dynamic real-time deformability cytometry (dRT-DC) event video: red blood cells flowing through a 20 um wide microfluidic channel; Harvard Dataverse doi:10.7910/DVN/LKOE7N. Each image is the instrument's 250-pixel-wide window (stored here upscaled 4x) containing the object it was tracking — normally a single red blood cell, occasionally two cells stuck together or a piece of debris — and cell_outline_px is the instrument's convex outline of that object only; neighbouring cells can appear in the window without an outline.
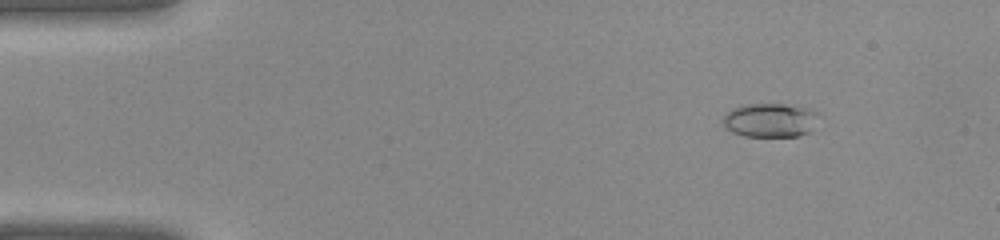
{"species": "common noctule bat (a hibernating species)", "species_latin": "Nyctalus noctula", "temperature_condition": "warm", "stored_images_in_passage": 40, "camera_frame_rate_fps": 3000, "um_per_image_px": 0.085, "animal": {"sex": "female", "body_mass_g": 22.0, "forearm_length_mm": 56.7}, "frame": {"image": 1, "passage_image": 5, "time_ms": 1.333, "image_size_px": [1000, 240], "cell_outline_px": [[820, 112], [808, 132], [800, 136], [744, 136], [732, 132], [724, 124], [724, 116], [732, 108], [744, 104], [784, 104], [804, 108]], "centroid_in_image_um": [65.44, 10.21], "position_along_channel_um": 19.6, "area_um2": 18.61}}
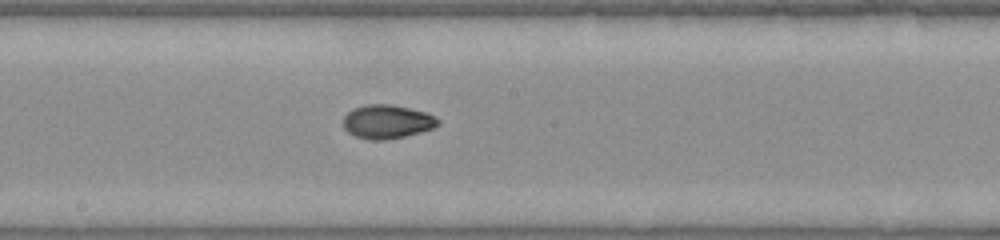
{"frame": {"image": 2, "passage_image": 22, "time_ms": 7.0, "image_size_px": [1000, 240], "cell_outline_px": [[440, 124], [432, 128], [404, 136], [384, 140], [368, 140], [356, 136], [348, 132], [344, 128], [344, 116], [352, 108], [364, 104], [388, 104], [408, 108], [424, 112], [440, 120]], "centroid_in_image_um": [32.86, 10.34], "position_along_channel_um": 215.3, "area_um2": 18.44}}
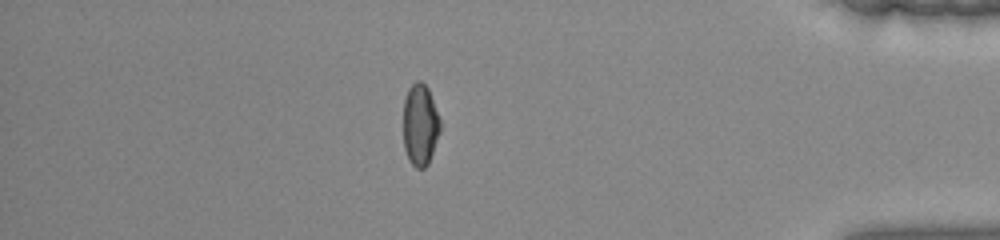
{"frame": {"image": 3, "passage_image": 35, "time_ms": 11.333, "image_size_px": [1000, 240], "cell_outline_px": [[440, 132], [428, 164], [424, 168], [416, 168], [408, 160], [404, 148], [404, 100], [408, 88], [416, 80], [420, 80], [428, 88], [440, 120]], "centroid_in_image_um": [35.71, 10.61], "position_along_channel_um": 399.5, "area_um2": 17.51}}